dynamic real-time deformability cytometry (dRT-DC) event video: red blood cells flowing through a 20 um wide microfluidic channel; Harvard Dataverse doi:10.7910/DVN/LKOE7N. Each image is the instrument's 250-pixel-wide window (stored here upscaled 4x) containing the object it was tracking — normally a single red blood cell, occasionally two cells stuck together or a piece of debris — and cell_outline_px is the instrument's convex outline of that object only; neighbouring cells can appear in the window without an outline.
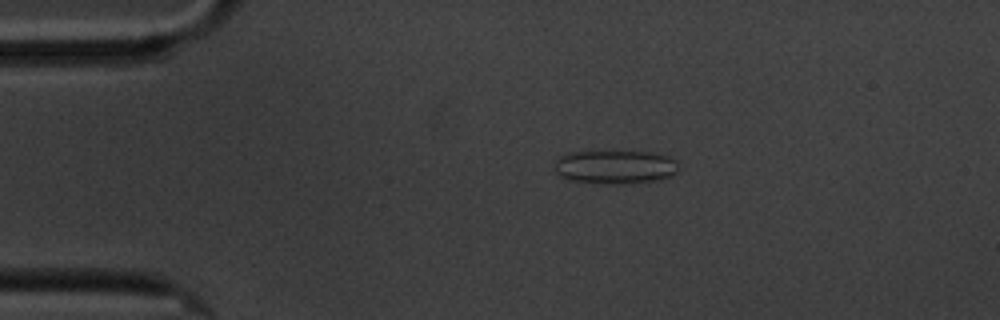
{"species": "common noctule bat (a hibernating species)", "species_latin": "Nyctalus noctula", "temperature_condition": "cold", "stored_images_in_passage": 11, "camera_frame_rate_fps": 3000, "um_per_image_px": 0.085, "animal": {"sex": "male", "body_mass_g": 20.1, "forearm_length_mm": 53.5}, "frame": {"image": 1, "passage_image": 4, "time_ms": 3.333, "image_size_px": [1000, 320], "cell_outline_px": [[680, 168], [672, 176], [656, 180], [632, 184], [612, 184], [564, 180], [552, 172], [556, 160], [560, 156], [568, 152], [648, 152], [668, 156], [676, 160]], "centroid_in_image_um": [52.24, 14.21], "position_along_channel_um": 32.8, "area_um2": 24.8}}
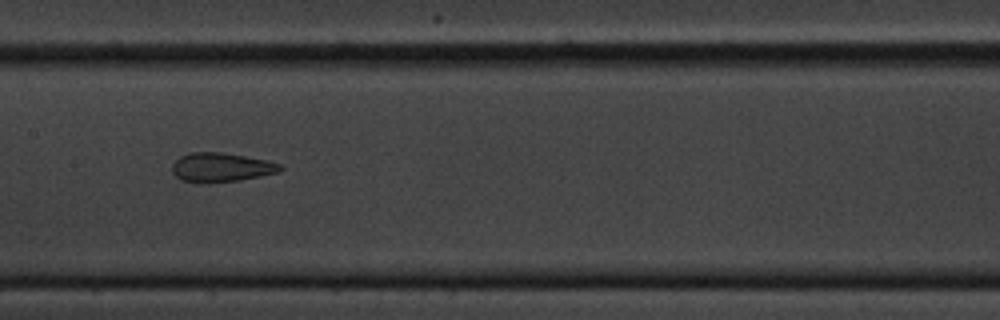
{"frame": {"image": 2, "passage_image": 8, "time_ms": 9.0, "image_size_px": [1000, 320], "cell_outline_px": [[284, 168], [276, 172], [260, 176], [240, 180], [200, 184], [180, 180], [172, 172], [172, 164], [180, 156], [192, 152], [220, 152], [268, 160], [280, 164]], "centroid_in_image_um": [18.76, 14.24], "position_along_channel_um": 188.6, "area_um2": 18.44}}
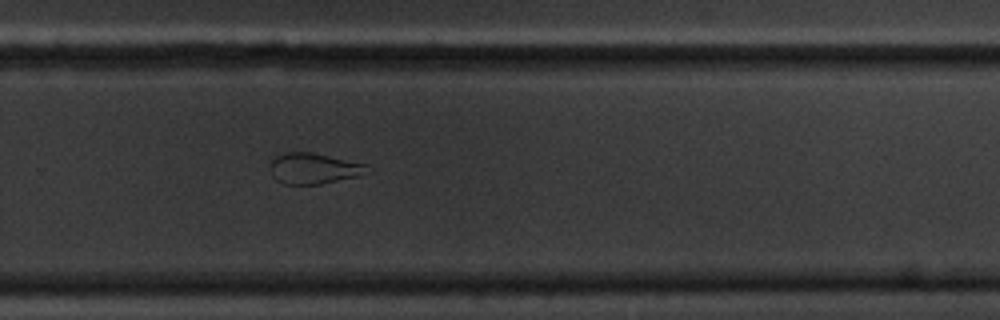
{"frame": {"image": 3, "passage_image": 11, "time_ms": 12.333, "image_size_px": [1000, 320], "cell_outline_px": [[372, 172], [360, 176], [320, 184], [284, 184], [276, 180], [272, 176], [268, 164], [276, 156], [288, 152], [312, 152], [364, 164]], "centroid_in_image_um": [26.65, 14.33], "position_along_channel_um": 303.1, "area_um2": 17.51}}